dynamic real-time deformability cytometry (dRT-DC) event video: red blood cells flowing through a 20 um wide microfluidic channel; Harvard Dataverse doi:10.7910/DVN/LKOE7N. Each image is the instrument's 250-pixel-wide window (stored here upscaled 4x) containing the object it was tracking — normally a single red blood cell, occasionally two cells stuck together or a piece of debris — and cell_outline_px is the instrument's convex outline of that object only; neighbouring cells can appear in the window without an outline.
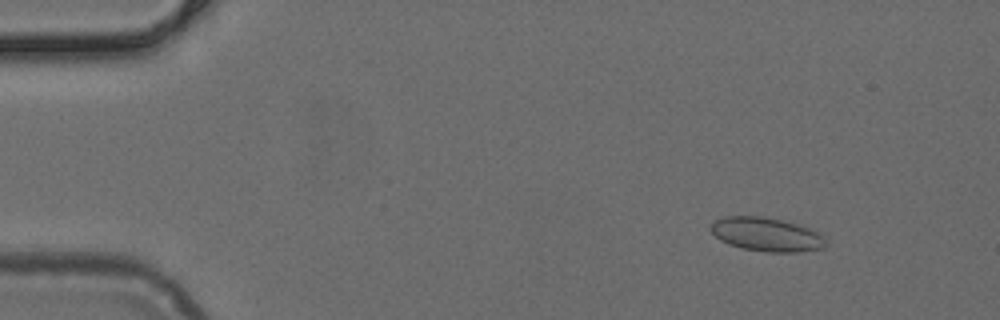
{"species": "common noctule bat (a hibernating species)", "species_latin": "Nyctalus noctula", "temperature_condition": "cold", "stored_images_in_passage": 50, "camera_frame_rate_fps": 3000, "um_per_image_px": 0.085, "animal": {"sex": "female", "body_mass_g": 24.6, "forearm_length_mm": 56.2}, "frame": {"image": 1, "passage_image": 6, "time_ms": 1.667, "image_size_px": [1000, 320], "cell_outline_px": [[824, 244], [820, 248], [796, 252], [764, 252], [740, 248], [728, 244], [720, 240], [708, 228], [716, 220], [724, 216], [760, 216], [784, 220], [800, 224], [812, 228], [824, 236]], "centroid_in_image_um": [65.13, 19.91], "position_along_channel_um": 19.9, "area_um2": 22.77}}
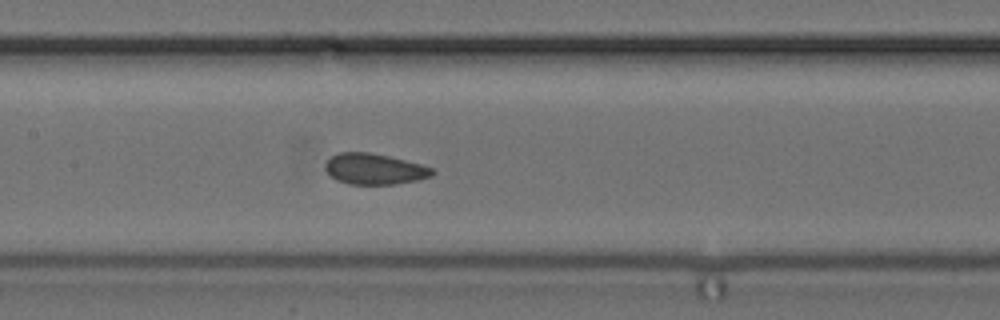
{"frame": {"image": 2, "passage_image": 24, "time_ms": 7.667, "image_size_px": [1000, 320], "cell_outline_px": [[436, 172], [432, 176], [420, 180], [396, 184], [348, 184], [336, 180], [324, 168], [324, 164], [332, 156], [340, 152], [368, 152], [388, 156], [420, 164], [432, 168]], "centroid_in_image_um": [31.84, 14.37], "position_along_channel_um": 175.6, "area_um2": 19.25}}
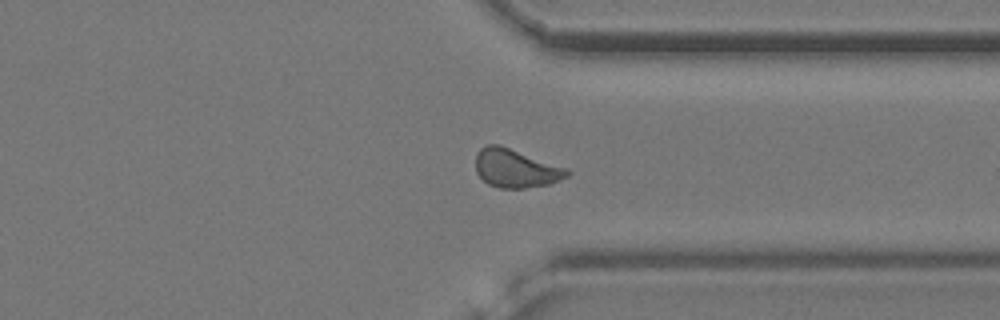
{"frame": {"image": 3, "passage_image": 38, "time_ms": 12.333, "image_size_px": [1000, 320], "cell_outline_px": [[572, 172], [568, 176], [548, 184], [524, 188], [500, 188], [488, 184], [476, 172], [476, 156], [480, 148], [488, 144], [500, 144], [568, 168]], "centroid_in_image_um": [43.85, 14.29], "position_along_channel_um": 367.6, "area_um2": 20.58}}